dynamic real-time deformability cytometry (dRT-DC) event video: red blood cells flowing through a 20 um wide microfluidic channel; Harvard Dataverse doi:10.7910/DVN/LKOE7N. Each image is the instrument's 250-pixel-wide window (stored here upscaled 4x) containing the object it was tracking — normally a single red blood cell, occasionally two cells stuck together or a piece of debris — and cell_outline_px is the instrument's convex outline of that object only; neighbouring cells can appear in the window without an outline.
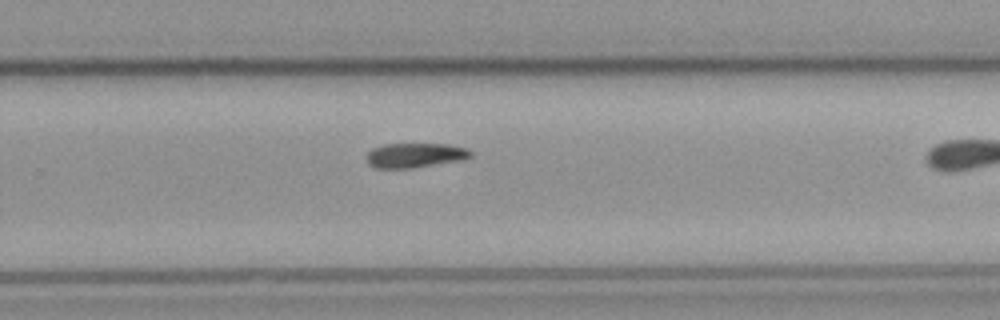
{"species": "common noctule bat (a hibernating species)", "species_latin": "Nyctalus noctula", "temperature_condition": "cold", "stored_images_in_passage": 29, "camera_frame_rate_fps": 3000, "um_per_image_px": 0.085, "animal": {"sex": "male", "body_mass_g": 23.1, "forearm_length_mm": 52.7}, "frame": {"image": 1, "passage_image": 21, "time_ms": 6.667, "image_size_px": [1000, 320], "cell_outline_px": [[472, 156], [464, 160], [412, 168], [376, 168], [368, 164], [368, 152], [372, 148], [384, 144], [448, 144], [468, 148], [472, 152]], "centroid_in_image_um": [35.32, 13.2], "position_along_channel_um": 294.5, "area_um2": 15.03}}